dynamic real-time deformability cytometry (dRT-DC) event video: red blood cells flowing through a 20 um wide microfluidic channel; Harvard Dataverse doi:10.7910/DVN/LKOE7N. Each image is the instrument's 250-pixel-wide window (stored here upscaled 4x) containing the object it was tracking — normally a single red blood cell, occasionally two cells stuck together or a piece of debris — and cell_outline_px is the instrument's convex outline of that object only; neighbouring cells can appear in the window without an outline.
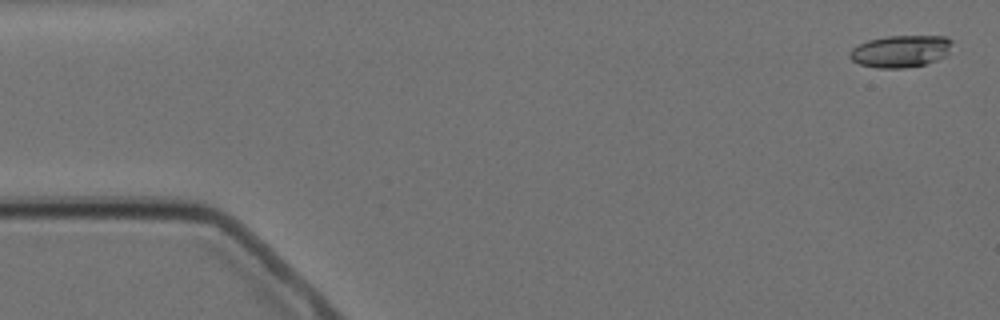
{"species": "Egyptian fruit bat (a non-hibernating species)", "species_latin": "Rousettus aegyptiacus", "temperature_condition": "cold", "stored_images_in_passage": 6, "camera_frame_rate_fps": 3000, "um_per_image_px": 0.085, "animal": {"sex": "female"}, "frame": {"image": 1, "passage_image": 1, "time_ms": 0.0, "image_size_px": [1000, 320], "cell_outline_px": [[952, 40], [944, 56], [936, 60], [924, 64], [904, 68], [876, 68], [860, 64], [852, 60], [848, 56], [848, 52], [852, 48], [868, 40], [888, 36], [944, 36]], "centroid_in_image_um": [76.49, 4.36], "position_along_channel_um": 8.5, "area_um2": 18.9}}
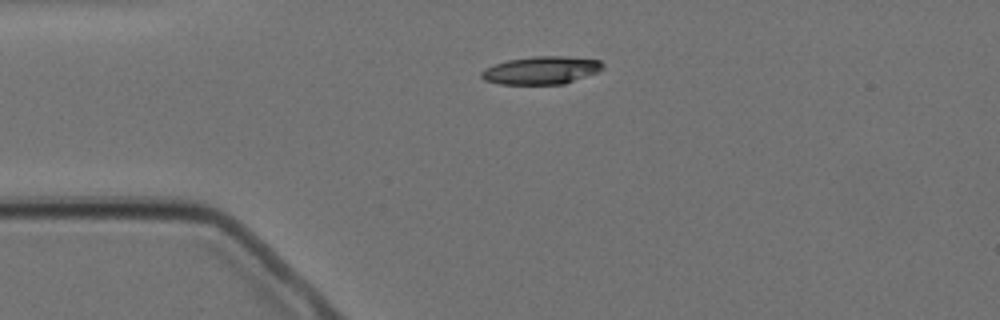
{"frame": {"image": 2, "passage_image": 4, "time_ms": 3.667, "image_size_px": [1000, 320], "cell_outline_px": [[604, 68], [600, 72], [564, 84], [500, 84], [484, 80], [480, 76], [480, 72], [484, 68], [508, 60], [536, 56], [564, 56], [600, 60], [604, 64]], "centroid_in_image_um": [46.04, 5.98], "position_along_channel_um": 39.0, "area_um2": 19.83}}
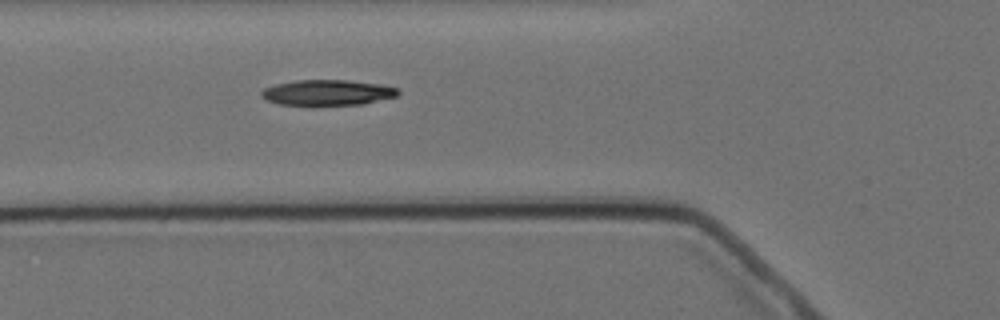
{"frame": {"image": 3, "passage_image": 6, "time_ms": 6.0, "image_size_px": [1000, 320], "cell_outline_px": [[400, 92], [396, 96], [360, 104], [312, 108], [280, 104], [268, 100], [260, 96], [260, 92], [264, 88], [276, 84], [296, 80], [348, 80], [384, 84], [396, 88]], "centroid_in_image_um": [27.79, 7.9], "position_along_channel_um": 98.0, "area_um2": 21.15}}